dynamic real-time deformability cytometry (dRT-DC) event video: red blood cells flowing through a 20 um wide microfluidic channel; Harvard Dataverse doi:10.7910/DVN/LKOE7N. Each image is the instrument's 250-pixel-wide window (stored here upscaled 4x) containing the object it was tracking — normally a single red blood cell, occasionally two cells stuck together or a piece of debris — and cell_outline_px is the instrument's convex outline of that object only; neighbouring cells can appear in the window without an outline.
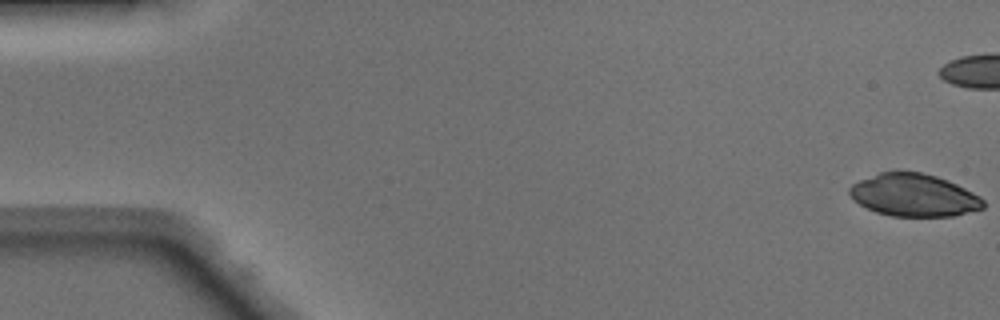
{"species": "Egyptian fruit bat (a non-hibernating species)", "species_latin": "Rousettus aegyptiacus", "temperature_condition": "warm", "stored_images_in_passage": 39, "camera_frame_rate_fps": 3000, "um_per_image_px": 0.085, "animal": {"sex": "male"}, "frame": {"image": 1, "passage_image": 1, "time_ms": 0.0, "image_size_px": [1000, 320], "cell_outline_px": [[984, 208], [952, 216], [892, 216], [876, 212], [852, 200], [848, 192], [848, 188], [852, 184], [860, 180], [880, 172], [920, 172], [936, 176], [948, 180], [980, 196], [984, 200]], "centroid_in_image_um": [77.66, 16.59], "position_along_channel_um": 7.3, "area_um2": 33.0}}